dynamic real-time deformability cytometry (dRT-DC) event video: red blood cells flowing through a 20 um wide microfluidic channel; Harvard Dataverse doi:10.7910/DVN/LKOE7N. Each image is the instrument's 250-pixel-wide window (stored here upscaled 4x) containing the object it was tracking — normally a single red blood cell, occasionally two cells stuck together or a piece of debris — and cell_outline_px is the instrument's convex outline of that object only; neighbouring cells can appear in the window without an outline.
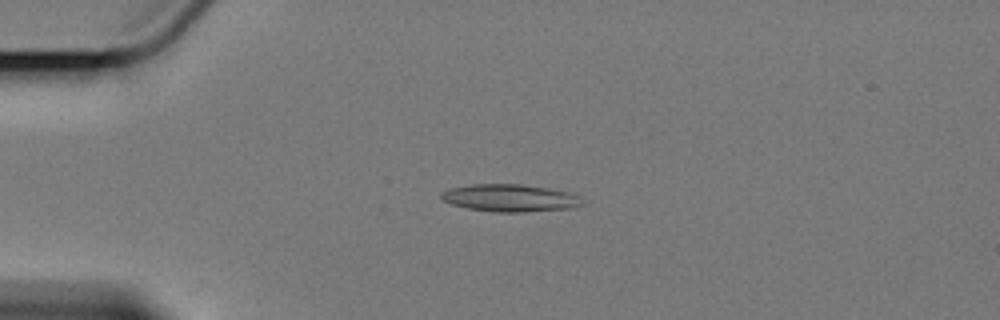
{"species": "Egyptian fruit bat (a non-hibernating species)", "species_latin": "Rousettus aegyptiacus", "temperature_condition": "cold", "stored_images_in_passage": 3, "camera_frame_rate_fps": 3000, "um_per_image_px": 0.085, "animal": {"sex": "female"}, "frame": {"image": 1, "passage_image": 1, "time_ms": 0.0, "image_size_px": [1000, 320], "cell_outline_px": [[584, 204], [576, 208], [524, 212], [492, 212], [468, 208], [452, 204], [444, 200], [440, 196], [440, 192], [448, 188], [472, 184], [520, 184], [548, 188], [568, 192], [580, 196]], "centroid_in_image_um": [43.37, 16.83], "position_along_channel_um": 41.6, "area_um2": 22.72}}
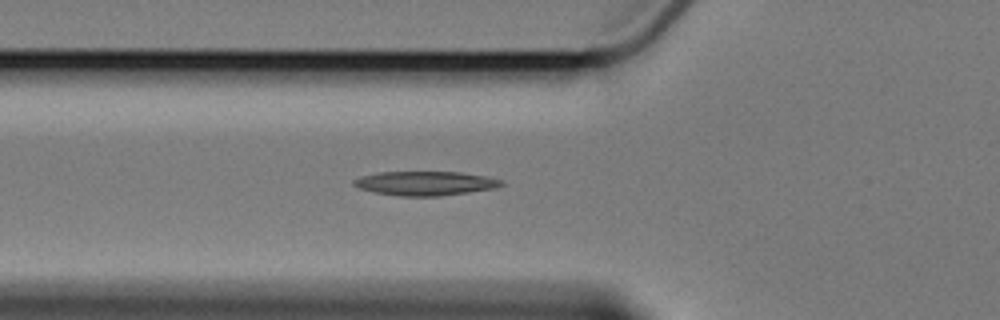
{"frame": {"image": 2, "passage_image": 3, "time_ms": 2.333, "image_size_px": [1000, 320], "cell_outline_px": [[504, 184], [496, 188], [440, 196], [400, 196], [376, 192], [360, 188], [352, 184], [352, 180], [360, 176], [380, 172], [460, 172], [484, 176], [504, 180]], "centroid_in_image_um": [36.16, 15.58], "position_along_channel_um": 89.6, "area_um2": 20.69}}